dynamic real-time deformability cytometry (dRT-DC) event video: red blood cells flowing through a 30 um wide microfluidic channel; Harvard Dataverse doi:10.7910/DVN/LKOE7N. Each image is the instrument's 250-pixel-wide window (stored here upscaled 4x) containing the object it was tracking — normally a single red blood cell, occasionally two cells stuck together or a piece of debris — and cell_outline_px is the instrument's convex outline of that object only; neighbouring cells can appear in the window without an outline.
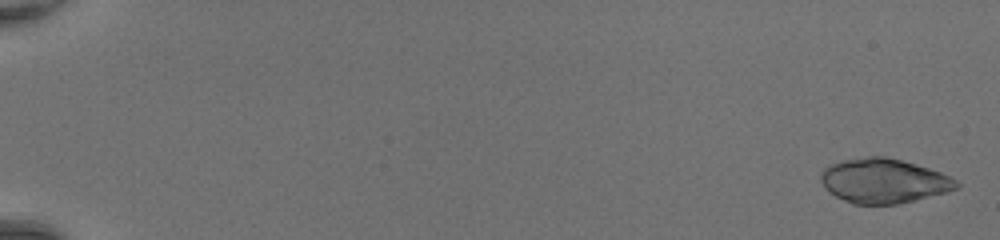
{"species": "common noctule bat (a hibernating species)", "species_latin": "Nyctalus noctula", "temperature_condition": "room temperature", "stored_images_in_passage": 49, "camera_frame_rate_fps": 3000, "um_per_image_px": 0.085, "animal": {"sex": "female", "body_mass_g": 20.0, "forearm_length_mm": 54.0}, "frame": {"image": 1, "passage_image": 2, "time_ms": 0.333, "image_size_px": [1000, 240], "cell_outline_px": [[960, 188], [896, 204], [852, 204], [836, 196], [824, 188], [820, 180], [820, 172], [828, 164], [844, 160], [868, 156], [884, 156], [916, 164], [940, 172], [956, 180], [960, 184]], "centroid_in_image_um": [75.07, 15.36], "position_along_channel_um": 9.9, "area_um2": 34.97}}
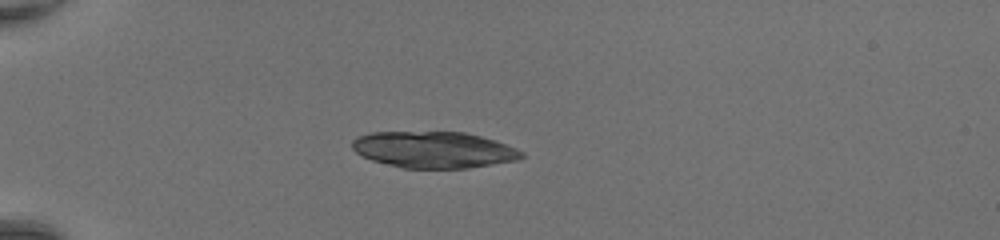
{"frame": {"image": 2, "passage_image": 16, "time_ms": 5.0, "image_size_px": [1000, 240], "cell_outline_px": [[524, 156], [520, 160], [468, 168], [404, 168], [372, 160], [356, 152], [352, 148], [352, 140], [356, 136], [372, 132], [464, 132], [496, 140], [516, 148], [524, 152]], "centroid_in_image_um": [36.9, 12.72], "position_along_channel_um": 48.1, "area_um2": 36.01}}